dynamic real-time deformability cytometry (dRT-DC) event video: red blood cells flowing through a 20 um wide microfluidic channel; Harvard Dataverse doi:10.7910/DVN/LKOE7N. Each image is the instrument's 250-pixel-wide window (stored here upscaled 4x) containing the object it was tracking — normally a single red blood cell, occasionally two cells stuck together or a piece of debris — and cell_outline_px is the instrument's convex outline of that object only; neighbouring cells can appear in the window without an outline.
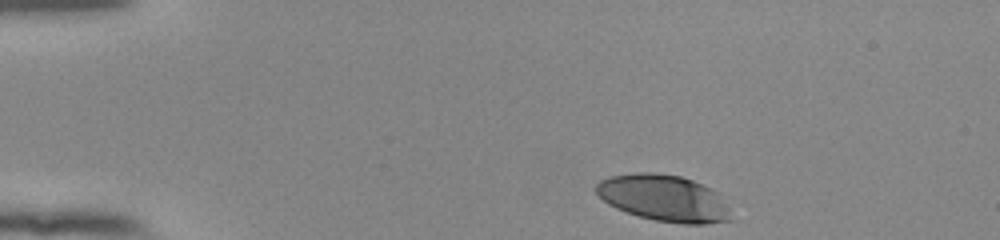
{"species": "human", "species_latin": "Homo sapiens", "temperature_condition": "room temperature", "stored_images_in_passage": 38, "camera_frame_rate_fps": 3000, "um_per_image_px": 0.085, "donor": {"sex": "female"}, "frame": {"image": 1, "passage_image": 1, "time_ms": 0.0, "image_size_px": [1000, 240], "cell_outline_px": [[732, 220], [704, 224], [684, 224], [656, 220], [640, 216], [616, 208], [608, 204], [596, 192], [596, 184], [600, 180], [608, 176], [636, 172], [652, 172], [680, 176], [692, 180], [712, 188], [716, 192], [728, 208]], "centroid_in_image_um": [56.41, 16.83], "position_along_channel_um": 28.6, "area_um2": 36.36}}
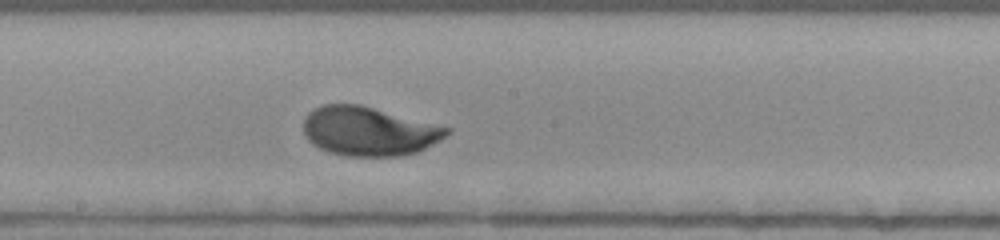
{"frame": {"image": 2, "passage_image": 22, "time_ms": 7.0, "image_size_px": [1000, 240], "cell_outline_px": [[452, 132], [440, 140], [416, 152], [400, 156], [348, 156], [332, 152], [320, 148], [312, 144], [308, 140], [304, 132], [304, 116], [308, 112], [324, 104], [360, 104], [452, 128]], "centroid_in_image_um": [31.36, 11.14], "position_along_channel_um": 216.8, "area_um2": 40.86}}
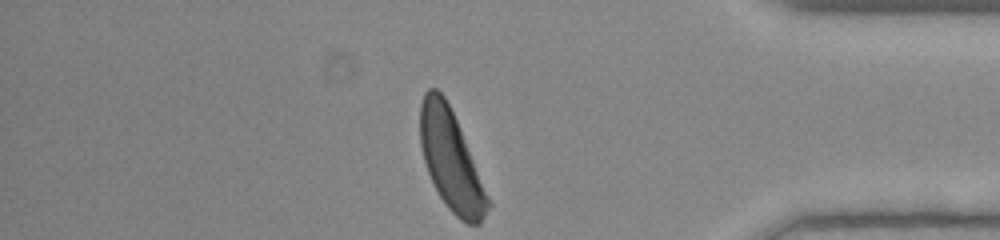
{"frame": {"image": 3, "passage_image": 38, "time_ms": 12.333, "image_size_px": [1000, 240], "cell_outline_px": [[492, 204], [480, 224], [468, 224], [460, 220], [448, 208], [440, 196], [428, 172], [424, 160], [420, 144], [420, 104], [424, 92], [428, 88], [436, 88], [444, 96], [460, 128], [492, 200]], "centroid_in_image_um": [38.36, 13.65], "position_along_channel_um": 396.8, "area_um2": 39.48}, "authors_computed_cell_mechanics": {"area_um2": 40.0843, "velocity_mm_per_s": 3.8286, "shape_relaxation_time_tau1_ms": 2.4966, "shape_relaxation_time_tau2_ms": null, "deformation_change_tau1": 0.1713, "deformation_change_tau2": null}}